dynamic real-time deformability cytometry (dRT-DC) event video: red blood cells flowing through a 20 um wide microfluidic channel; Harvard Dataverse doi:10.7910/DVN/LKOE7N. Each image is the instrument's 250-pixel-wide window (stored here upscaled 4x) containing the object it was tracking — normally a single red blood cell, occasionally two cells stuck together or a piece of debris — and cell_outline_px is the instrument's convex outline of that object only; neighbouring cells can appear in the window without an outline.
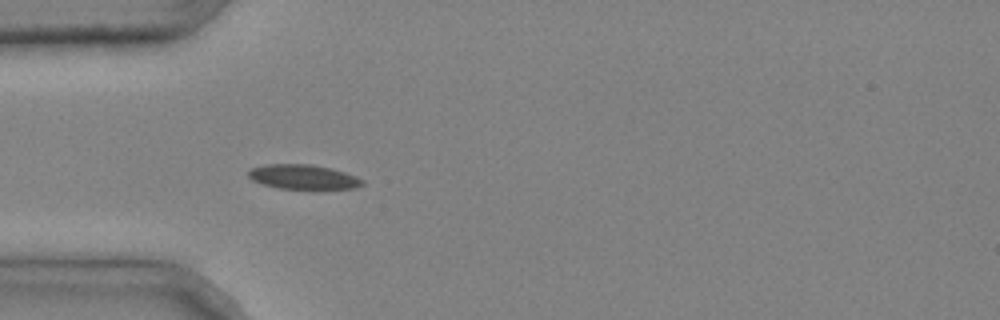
{"species": "common noctule bat (a hibernating species)", "species_latin": "Nyctalus noctula", "temperature_condition": "cold", "stored_images_in_passage": 3, "camera_frame_rate_fps": 3000, "um_per_image_px": 0.085, "animal": {"sex": "male", "body_mass_g": 20.4}, "frame": {"image": 1, "passage_image": 3, "time_ms": 0.667, "image_size_px": [1000, 320], "cell_outline_px": [[364, 184], [356, 188], [312, 192], [280, 188], [264, 184], [252, 180], [248, 176], [248, 172], [252, 168], [264, 164], [312, 164], [332, 168], [356, 176], [364, 180]], "centroid_in_image_um": [25.85, 15.09], "position_along_channel_um": 59.1, "area_um2": 17.22}}